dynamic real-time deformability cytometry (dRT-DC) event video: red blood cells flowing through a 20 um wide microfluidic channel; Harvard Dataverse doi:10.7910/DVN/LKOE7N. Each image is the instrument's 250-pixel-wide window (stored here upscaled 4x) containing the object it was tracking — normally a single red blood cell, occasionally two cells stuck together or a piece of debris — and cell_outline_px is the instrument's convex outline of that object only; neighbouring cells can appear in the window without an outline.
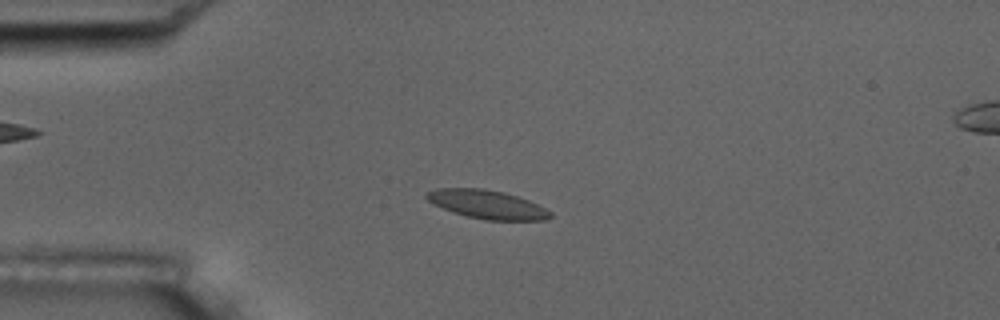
{"species": "common noctule bat (a hibernating species)", "species_latin": "Nyctalus noctula", "temperature_condition": "room temperature", "stored_images_in_passage": 8, "camera_frame_rate_fps": 3000, "um_per_image_px": 0.085, "animal": {"sex": "male", "body_mass_g": 17.5, "forearm_length_mm": 52.3}, "frame": {"image": 1, "passage_image": 4, "time_ms": 3.333, "image_size_px": [1000, 320], "cell_outline_px": [[552, 216], [544, 220], [484, 220], [452, 212], [432, 204], [424, 196], [428, 192], [436, 188], [484, 188], [504, 192], [528, 200], [552, 212]], "centroid_in_image_um": [41.37, 17.37], "position_along_channel_um": 43.6, "area_um2": 20.58}}
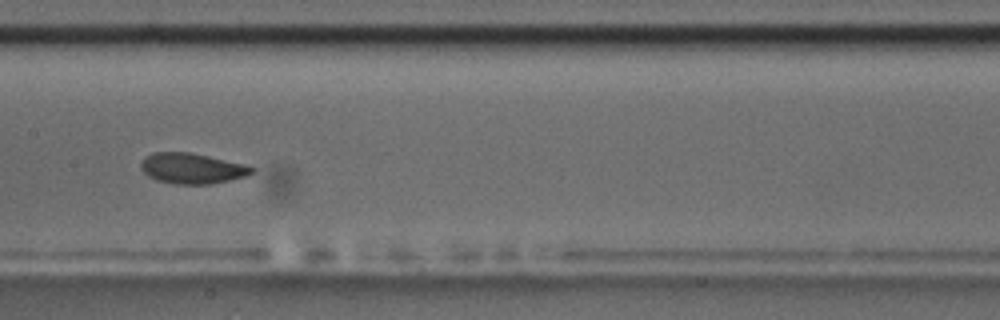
{"frame": {"image": 2, "passage_image": 8, "time_ms": 8.0, "image_size_px": [1000, 320], "cell_outline_px": [[256, 168], [252, 172], [244, 176], [212, 184], [176, 184], [156, 180], [148, 176], [140, 168], [140, 164], [144, 156], [152, 152], [188, 152], [208, 156], [244, 164]], "centroid_in_image_um": [16.27, 14.31], "position_along_channel_um": 191.1, "area_um2": 19.65}}